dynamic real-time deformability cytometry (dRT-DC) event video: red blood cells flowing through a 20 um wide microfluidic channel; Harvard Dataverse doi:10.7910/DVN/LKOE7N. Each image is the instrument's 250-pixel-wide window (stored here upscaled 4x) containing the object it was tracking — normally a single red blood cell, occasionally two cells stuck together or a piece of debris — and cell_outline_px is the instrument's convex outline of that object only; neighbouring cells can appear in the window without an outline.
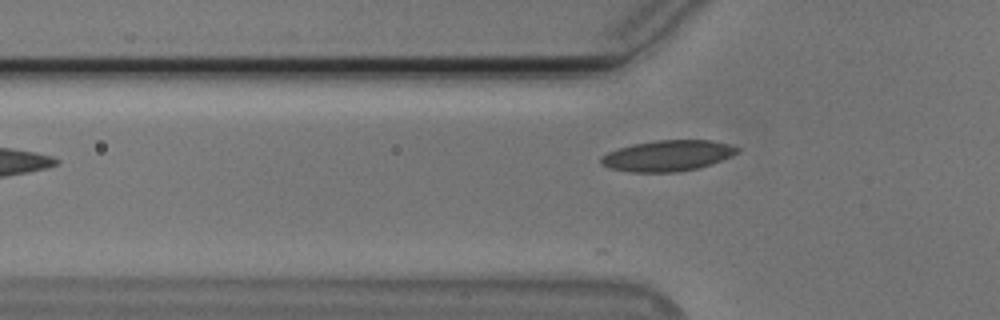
{"species": "Egyptian fruit bat (a non-hibernating species)", "species_latin": "Rousettus aegyptiacus", "temperature_condition": "cold", "stored_images_in_passage": 39, "camera_frame_rate_fps": 3000, "um_per_image_px": 0.085, "animal": {"sex": "male"}, "frame": {"image": 1, "passage_image": 2, "time_ms": 0.333, "image_size_px": [1000, 320], "cell_outline_px": [[740, 152], [732, 156], [712, 164], [700, 168], [676, 172], [632, 172], [612, 168], [600, 164], [600, 156], [608, 152], [632, 144], [656, 140], [712, 140], [732, 144], [740, 148]], "centroid_in_image_um": [56.81, 13.23], "position_along_channel_um": 69.0, "area_um2": 24.74}}
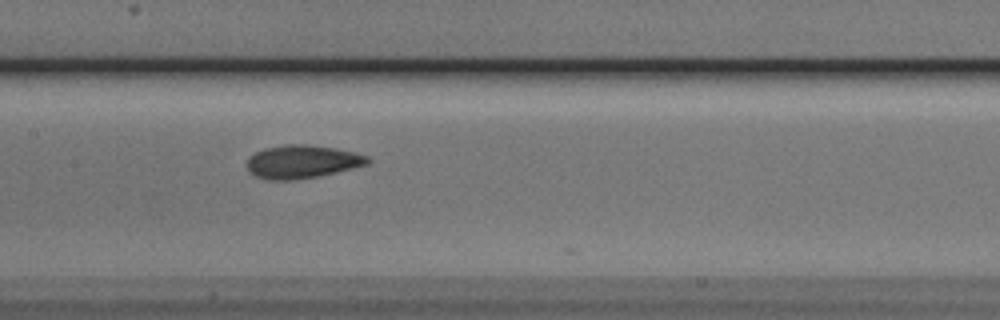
{"frame": {"image": 2, "passage_image": 11, "time_ms": 3.333, "image_size_px": [1000, 320], "cell_outline_px": [[372, 160], [368, 164], [336, 172], [316, 176], [292, 180], [268, 180], [256, 176], [248, 168], [248, 156], [264, 148], [284, 144], [304, 144], [336, 148], [356, 152], [368, 156]], "centroid_in_image_um": [25.7, 13.73], "position_along_channel_um": 181.7, "area_um2": 23.29}}
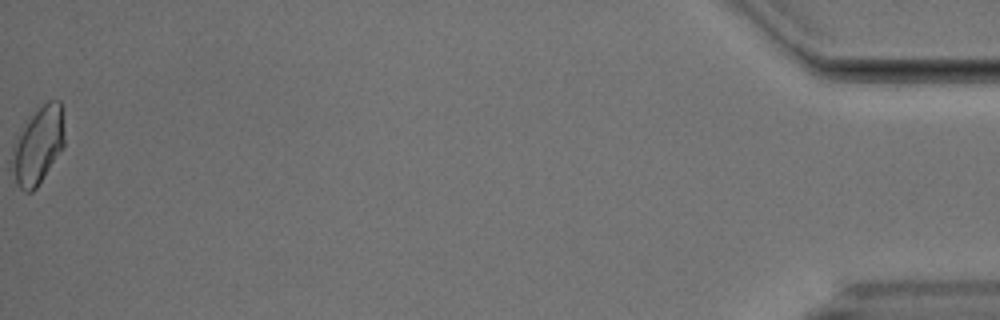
{"frame": {"image": 3, "passage_image": 39, "time_ms": 12.667, "image_size_px": [1000, 320], "cell_outline_px": [[64, 148], [36, 188], [32, 192], [24, 192], [20, 188], [16, 180], [12, 148], [20, 128], [48, 100], [60, 100], [64, 128]], "centroid_in_image_um": [3.27, 12.36], "position_along_channel_um": 431.9, "area_um2": 23.12}, "authors_computed_cell_mechanics": {"area_um2": 22.1374, "velocity_mm_per_s": 3.7528, "shape_relaxation_time_tau1_ms": 4.4427, "shape_relaxation_time_tau2_ms": 2.7508, "deformation_change_tau1": 0.1281, "deformation_change_tau2": 0.09}}